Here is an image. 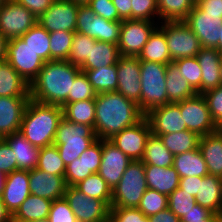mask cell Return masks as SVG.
Returning <instances> with one entry per match:
<instances>
[{
    "label": "cell",
    "instance_id": "obj_1",
    "mask_svg": "<svg viewBox=\"0 0 222 222\" xmlns=\"http://www.w3.org/2000/svg\"><path fill=\"white\" fill-rule=\"evenodd\" d=\"M95 110L94 132L102 140L111 139L145 117L137 103L116 91L97 94Z\"/></svg>",
    "mask_w": 222,
    "mask_h": 222
},
{
    "label": "cell",
    "instance_id": "obj_2",
    "mask_svg": "<svg viewBox=\"0 0 222 222\" xmlns=\"http://www.w3.org/2000/svg\"><path fill=\"white\" fill-rule=\"evenodd\" d=\"M80 67L68 60L45 62L30 84V98L42 104L61 106L68 98Z\"/></svg>",
    "mask_w": 222,
    "mask_h": 222
},
{
    "label": "cell",
    "instance_id": "obj_3",
    "mask_svg": "<svg viewBox=\"0 0 222 222\" xmlns=\"http://www.w3.org/2000/svg\"><path fill=\"white\" fill-rule=\"evenodd\" d=\"M63 110L59 105L42 104L32 99L25 108L19 132L35 147L52 145Z\"/></svg>",
    "mask_w": 222,
    "mask_h": 222
},
{
    "label": "cell",
    "instance_id": "obj_4",
    "mask_svg": "<svg viewBox=\"0 0 222 222\" xmlns=\"http://www.w3.org/2000/svg\"><path fill=\"white\" fill-rule=\"evenodd\" d=\"M96 140L92 126L70 122L63 117L58 124L53 144L56 145L64 165L68 166Z\"/></svg>",
    "mask_w": 222,
    "mask_h": 222
},
{
    "label": "cell",
    "instance_id": "obj_5",
    "mask_svg": "<svg viewBox=\"0 0 222 222\" xmlns=\"http://www.w3.org/2000/svg\"><path fill=\"white\" fill-rule=\"evenodd\" d=\"M166 68V64L140 61L141 103L138 106L144 115L168 104Z\"/></svg>",
    "mask_w": 222,
    "mask_h": 222
},
{
    "label": "cell",
    "instance_id": "obj_6",
    "mask_svg": "<svg viewBox=\"0 0 222 222\" xmlns=\"http://www.w3.org/2000/svg\"><path fill=\"white\" fill-rule=\"evenodd\" d=\"M147 189L143 162L132 161L117 186L112 190L110 208H137Z\"/></svg>",
    "mask_w": 222,
    "mask_h": 222
},
{
    "label": "cell",
    "instance_id": "obj_7",
    "mask_svg": "<svg viewBox=\"0 0 222 222\" xmlns=\"http://www.w3.org/2000/svg\"><path fill=\"white\" fill-rule=\"evenodd\" d=\"M161 23V27H157L165 34L171 61L197 56L202 48L201 43L184 21Z\"/></svg>",
    "mask_w": 222,
    "mask_h": 222
},
{
    "label": "cell",
    "instance_id": "obj_8",
    "mask_svg": "<svg viewBox=\"0 0 222 222\" xmlns=\"http://www.w3.org/2000/svg\"><path fill=\"white\" fill-rule=\"evenodd\" d=\"M122 22L106 20L86 5H79L76 32L85 34L97 41L118 44Z\"/></svg>",
    "mask_w": 222,
    "mask_h": 222
},
{
    "label": "cell",
    "instance_id": "obj_9",
    "mask_svg": "<svg viewBox=\"0 0 222 222\" xmlns=\"http://www.w3.org/2000/svg\"><path fill=\"white\" fill-rule=\"evenodd\" d=\"M5 61H7L29 85L38 76V73L45 63L20 37L8 40Z\"/></svg>",
    "mask_w": 222,
    "mask_h": 222
},
{
    "label": "cell",
    "instance_id": "obj_10",
    "mask_svg": "<svg viewBox=\"0 0 222 222\" xmlns=\"http://www.w3.org/2000/svg\"><path fill=\"white\" fill-rule=\"evenodd\" d=\"M64 198L78 222H109L110 207L102 200L80 192L74 186H67Z\"/></svg>",
    "mask_w": 222,
    "mask_h": 222
},
{
    "label": "cell",
    "instance_id": "obj_11",
    "mask_svg": "<svg viewBox=\"0 0 222 222\" xmlns=\"http://www.w3.org/2000/svg\"><path fill=\"white\" fill-rule=\"evenodd\" d=\"M180 112L186 123L187 130L202 137L214 133L220 128L212 120L207 102L202 94L180 102Z\"/></svg>",
    "mask_w": 222,
    "mask_h": 222
},
{
    "label": "cell",
    "instance_id": "obj_12",
    "mask_svg": "<svg viewBox=\"0 0 222 222\" xmlns=\"http://www.w3.org/2000/svg\"><path fill=\"white\" fill-rule=\"evenodd\" d=\"M154 21L125 19L117 44L121 56L138 57L150 35L157 28Z\"/></svg>",
    "mask_w": 222,
    "mask_h": 222
},
{
    "label": "cell",
    "instance_id": "obj_13",
    "mask_svg": "<svg viewBox=\"0 0 222 222\" xmlns=\"http://www.w3.org/2000/svg\"><path fill=\"white\" fill-rule=\"evenodd\" d=\"M36 23L38 19L16 0H8L0 8V33L7 40L21 37Z\"/></svg>",
    "mask_w": 222,
    "mask_h": 222
},
{
    "label": "cell",
    "instance_id": "obj_14",
    "mask_svg": "<svg viewBox=\"0 0 222 222\" xmlns=\"http://www.w3.org/2000/svg\"><path fill=\"white\" fill-rule=\"evenodd\" d=\"M151 126L146 117L134 126L123 129L109 141L126 154L132 161L141 160L147 138L151 134Z\"/></svg>",
    "mask_w": 222,
    "mask_h": 222
},
{
    "label": "cell",
    "instance_id": "obj_15",
    "mask_svg": "<svg viewBox=\"0 0 222 222\" xmlns=\"http://www.w3.org/2000/svg\"><path fill=\"white\" fill-rule=\"evenodd\" d=\"M78 3L70 0H55L38 18V23L48 32H76Z\"/></svg>",
    "mask_w": 222,
    "mask_h": 222
},
{
    "label": "cell",
    "instance_id": "obj_16",
    "mask_svg": "<svg viewBox=\"0 0 222 222\" xmlns=\"http://www.w3.org/2000/svg\"><path fill=\"white\" fill-rule=\"evenodd\" d=\"M117 67L118 93L125 98L141 103L140 59L138 57L120 56Z\"/></svg>",
    "mask_w": 222,
    "mask_h": 222
},
{
    "label": "cell",
    "instance_id": "obj_17",
    "mask_svg": "<svg viewBox=\"0 0 222 222\" xmlns=\"http://www.w3.org/2000/svg\"><path fill=\"white\" fill-rule=\"evenodd\" d=\"M184 22L198 37L202 47L217 48L222 25L220 15H205L195 4Z\"/></svg>",
    "mask_w": 222,
    "mask_h": 222
},
{
    "label": "cell",
    "instance_id": "obj_18",
    "mask_svg": "<svg viewBox=\"0 0 222 222\" xmlns=\"http://www.w3.org/2000/svg\"><path fill=\"white\" fill-rule=\"evenodd\" d=\"M132 160L109 140H102V158L98 174L113 190Z\"/></svg>",
    "mask_w": 222,
    "mask_h": 222
},
{
    "label": "cell",
    "instance_id": "obj_19",
    "mask_svg": "<svg viewBox=\"0 0 222 222\" xmlns=\"http://www.w3.org/2000/svg\"><path fill=\"white\" fill-rule=\"evenodd\" d=\"M153 135H164L187 130L180 112V102L168 103L152 109L145 115Z\"/></svg>",
    "mask_w": 222,
    "mask_h": 222
},
{
    "label": "cell",
    "instance_id": "obj_20",
    "mask_svg": "<svg viewBox=\"0 0 222 222\" xmlns=\"http://www.w3.org/2000/svg\"><path fill=\"white\" fill-rule=\"evenodd\" d=\"M30 194L51 201L64 197L66 182L64 176L49 174L34 168L28 171Z\"/></svg>",
    "mask_w": 222,
    "mask_h": 222
},
{
    "label": "cell",
    "instance_id": "obj_21",
    "mask_svg": "<svg viewBox=\"0 0 222 222\" xmlns=\"http://www.w3.org/2000/svg\"><path fill=\"white\" fill-rule=\"evenodd\" d=\"M29 185L27 170H16L6 174L5 187L1 198L11 216L30 195Z\"/></svg>",
    "mask_w": 222,
    "mask_h": 222
},
{
    "label": "cell",
    "instance_id": "obj_22",
    "mask_svg": "<svg viewBox=\"0 0 222 222\" xmlns=\"http://www.w3.org/2000/svg\"><path fill=\"white\" fill-rule=\"evenodd\" d=\"M30 97H0V138L10 136L21 128Z\"/></svg>",
    "mask_w": 222,
    "mask_h": 222
},
{
    "label": "cell",
    "instance_id": "obj_23",
    "mask_svg": "<svg viewBox=\"0 0 222 222\" xmlns=\"http://www.w3.org/2000/svg\"><path fill=\"white\" fill-rule=\"evenodd\" d=\"M196 58L202 70L201 94L220 86L221 53L216 48L202 47Z\"/></svg>",
    "mask_w": 222,
    "mask_h": 222
},
{
    "label": "cell",
    "instance_id": "obj_24",
    "mask_svg": "<svg viewBox=\"0 0 222 222\" xmlns=\"http://www.w3.org/2000/svg\"><path fill=\"white\" fill-rule=\"evenodd\" d=\"M199 149L208 168V174L222 178V129L200 137Z\"/></svg>",
    "mask_w": 222,
    "mask_h": 222
},
{
    "label": "cell",
    "instance_id": "obj_25",
    "mask_svg": "<svg viewBox=\"0 0 222 222\" xmlns=\"http://www.w3.org/2000/svg\"><path fill=\"white\" fill-rule=\"evenodd\" d=\"M146 183L149 189L157 190L169 196L179 187V175L172 167H157L154 165H144Z\"/></svg>",
    "mask_w": 222,
    "mask_h": 222
},
{
    "label": "cell",
    "instance_id": "obj_26",
    "mask_svg": "<svg viewBox=\"0 0 222 222\" xmlns=\"http://www.w3.org/2000/svg\"><path fill=\"white\" fill-rule=\"evenodd\" d=\"M3 139L15 153L18 170L36 168L40 148L33 146L19 131Z\"/></svg>",
    "mask_w": 222,
    "mask_h": 222
},
{
    "label": "cell",
    "instance_id": "obj_27",
    "mask_svg": "<svg viewBox=\"0 0 222 222\" xmlns=\"http://www.w3.org/2000/svg\"><path fill=\"white\" fill-rule=\"evenodd\" d=\"M196 203L216 214L222 208V178L206 175L199 181Z\"/></svg>",
    "mask_w": 222,
    "mask_h": 222
},
{
    "label": "cell",
    "instance_id": "obj_28",
    "mask_svg": "<svg viewBox=\"0 0 222 222\" xmlns=\"http://www.w3.org/2000/svg\"><path fill=\"white\" fill-rule=\"evenodd\" d=\"M0 97H30V85L7 61L0 63Z\"/></svg>",
    "mask_w": 222,
    "mask_h": 222
},
{
    "label": "cell",
    "instance_id": "obj_29",
    "mask_svg": "<svg viewBox=\"0 0 222 222\" xmlns=\"http://www.w3.org/2000/svg\"><path fill=\"white\" fill-rule=\"evenodd\" d=\"M172 167L177 171L179 178L208 175V168L199 147L175 155Z\"/></svg>",
    "mask_w": 222,
    "mask_h": 222
},
{
    "label": "cell",
    "instance_id": "obj_30",
    "mask_svg": "<svg viewBox=\"0 0 222 222\" xmlns=\"http://www.w3.org/2000/svg\"><path fill=\"white\" fill-rule=\"evenodd\" d=\"M166 87L168 103H178L197 94L188 81L182 78L179 68L173 61L167 64Z\"/></svg>",
    "mask_w": 222,
    "mask_h": 222
},
{
    "label": "cell",
    "instance_id": "obj_31",
    "mask_svg": "<svg viewBox=\"0 0 222 222\" xmlns=\"http://www.w3.org/2000/svg\"><path fill=\"white\" fill-rule=\"evenodd\" d=\"M52 201L30 194L12 215V222H29L47 219Z\"/></svg>",
    "mask_w": 222,
    "mask_h": 222
},
{
    "label": "cell",
    "instance_id": "obj_32",
    "mask_svg": "<svg viewBox=\"0 0 222 222\" xmlns=\"http://www.w3.org/2000/svg\"><path fill=\"white\" fill-rule=\"evenodd\" d=\"M117 44L97 41L91 45L89 58L80 67V70H95L103 66L114 65L120 58Z\"/></svg>",
    "mask_w": 222,
    "mask_h": 222
},
{
    "label": "cell",
    "instance_id": "obj_33",
    "mask_svg": "<svg viewBox=\"0 0 222 222\" xmlns=\"http://www.w3.org/2000/svg\"><path fill=\"white\" fill-rule=\"evenodd\" d=\"M138 58L140 61L168 64L171 61L165 34L157 27L142 48Z\"/></svg>",
    "mask_w": 222,
    "mask_h": 222
},
{
    "label": "cell",
    "instance_id": "obj_34",
    "mask_svg": "<svg viewBox=\"0 0 222 222\" xmlns=\"http://www.w3.org/2000/svg\"><path fill=\"white\" fill-rule=\"evenodd\" d=\"M173 159L174 155L164 146L160 137L151 133L141 159L143 164L166 168L173 165Z\"/></svg>",
    "mask_w": 222,
    "mask_h": 222
},
{
    "label": "cell",
    "instance_id": "obj_35",
    "mask_svg": "<svg viewBox=\"0 0 222 222\" xmlns=\"http://www.w3.org/2000/svg\"><path fill=\"white\" fill-rule=\"evenodd\" d=\"M87 76L97 94L117 91L116 64L103 66L95 70H81Z\"/></svg>",
    "mask_w": 222,
    "mask_h": 222
},
{
    "label": "cell",
    "instance_id": "obj_36",
    "mask_svg": "<svg viewBox=\"0 0 222 222\" xmlns=\"http://www.w3.org/2000/svg\"><path fill=\"white\" fill-rule=\"evenodd\" d=\"M63 117L79 124L90 125L94 128L95 122V99L77 101L61 105Z\"/></svg>",
    "mask_w": 222,
    "mask_h": 222
},
{
    "label": "cell",
    "instance_id": "obj_37",
    "mask_svg": "<svg viewBox=\"0 0 222 222\" xmlns=\"http://www.w3.org/2000/svg\"><path fill=\"white\" fill-rule=\"evenodd\" d=\"M158 19L161 21H184L193 10L196 0H156Z\"/></svg>",
    "mask_w": 222,
    "mask_h": 222
},
{
    "label": "cell",
    "instance_id": "obj_38",
    "mask_svg": "<svg viewBox=\"0 0 222 222\" xmlns=\"http://www.w3.org/2000/svg\"><path fill=\"white\" fill-rule=\"evenodd\" d=\"M159 136L164 146L175 156L199 147V139L196 133L184 130L176 133H168Z\"/></svg>",
    "mask_w": 222,
    "mask_h": 222
},
{
    "label": "cell",
    "instance_id": "obj_39",
    "mask_svg": "<svg viewBox=\"0 0 222 222\" xmlns=\"http://www.w3.org/2000/svg\"><path fill=\"white\" fill-rule=\"evenodd\" d=\"M20 38L25 44H28L42 60L45 62L50 61L49 32L39 23H36Z\"/></svg>",
    "mask_w": 222,
    "mask_h": 222
},
{
    "label": "cell",
    "instance_id": "obj_40",
    "mask_svg": "<svg viewBox=\"0 0 222 222\" xmlns=\"http://www.w3.org/2000/svg\"><path fill=\"white\" fill-rule=\"evenodd\" d=\"M74 187L92 198L104 201L109 207L111 206L112 190L98 173L89 175Z\"/></svg>",
    "mask_w": 222,
    "mask_h": 222
},
{
    "label": "cell",
    "instance_id": "obj_41",
    "mask_svg": "<svg viewBox=\"0 0 222 222\" xmlns=\"http://www.w3.org/2000/svg\"><path fill=\"white\" fill-rule=\"evenodd\" d=\"M36 168L53 175H65L66 166L60 157L56 145L52 144L40 148Z\"/></svg>",
    "mask_w": 222,
    "mask_h": 222
},
{
    "label": "cell",
    "instance_id": "obj_42",
    "mask_svg": "<svg viewBox=\"0 0 222 222\" xmlns=\"http://www.w3.org/2000/svg\"><path fill=\"white\" fill-rule=\"evenodd\" d=\"M74 34L75 32L63 30L49 32L50 61L68 60Z\"/></svg>",
    "mask_w": 222,
    "mask_h": 222
},
{
    "label": "cell",
    "instance_id": "obj_43",
    "mask_svg": "<svg viewBox=\"0 0 222 222\" xmlns=\"http://www.w3.org/2000/svg\"><path fill=\"white\" fill-rule=\"evenodd\" d=\"M96 39L88 37L85 34L75 32L72 39V46L69 52L68 61L77 67H81L87 58H89L91 45H94Z\"/></svg>",
    "mask_w": 222,
    "mask_h": 222
},
{
    "label": "cell",
    "instance_id": "obj_44",
    "mask_svg": "<svg viewBox=\"0 0 222 222\" xmlns=\"http://www.w3.org/2000/svg\"><path fill=\"white\" fill-rule=\"evenodd\" d=\"M173 62L179 68L182 78L188 81L197 94H201L202 70L197 58H180Z\"/></svg>",
    "mask_w": 222,
    "mask_h": 222
},
{
    "label": "cell",
    "instance_id": "obj_45",
    "mask_svg": "<svg viewBox=\"0 0 222 222\" xmlns=\"http://www.w3.org/2000/svg\"><path fill=\"white\" fill-rule=\"evenodd\" d=\"M137 208L147 217L156 215L168 208V196L148 188Z\"/></svg>",
    "mask_w": 222,
    "mask_h": 222
},
{
    "label": "cell",
    "instance_id": "obj_46",
    "mask_svg": "<svg viewBox=\"0 0 222 222\" xmlns=\"http://www.w3.org/2000/svg\"><path fill=\"white\" fill-rule=\"evenodd\" d=\"M196 204V198L181 188H176L168 196V208L180 219Z\"/></svg>",
    "mask_w": 222,
    "mask_h": 222
},
{
    "label": "cell",
    "instance_id": "obj_47",
    "mask_svg": "<svg viewBox=\"0 0 222 222\" xmlns=\"http://www.w3.org/2000/svg\"><path fill=\"white\" fill-rule=\"evenodd\" d=\"M97 93L89 82L84 72H80L72 85L67 100L63 104H68L77 101H84L88 99H95Z\"/></svg>",
    "mask_w": 222,
    "mask_h": 222
},
{
    "label": "cell",
    "instance_id": "obj_48",
    "mask_svg": "<svg viewBox=\"0 0 222 222\" xmlns=\"http://www.w3.org/2000/svg\"><path fill=\"white\" fill-rule=\"evenodd\" d=\"M202 95L207 102L212 120L222 129V85L210 89Z\"/></svg>",
    "mask_w": 222,
    "mask_h": 222
},
{
    "label": "cell",
    "instance_id": "obj_49",
    "mask_svg": "<svg viewBox=\"0 0 222 222\" xmlns=\"http://www.w3.org/2000/svg\"><path fill=\"white\" fill-rule=\"evenodd\" d=\"M48 219L50 222H78L64 197L52 201Z\"/></svg>",
    "mask_w": 222,
    "mask_h": 222
},
{
    "label": "cell",
    "instance_id": "obj_50",
    "mask_svg": "<svg viewBox=\"0 0 222 222\" xmlns=\"http://www.w3.org/2000/svg\"><path fill=\"white\" fill-rule=\"evenodd\" d=\"M94 13L109 21L122 22L112 0H89L86 4Z\"/></svg>",
    "mask_w": 222,
    "mask_h": 222
},
{
    "label": "cell",
    "instance_id": "obj_51",
    "mask_svg": "<svg viewBox=\"0 0 222 222\" xmlns=\"http://www.w3.org/2000/svg\"><path fill=\"white\" fill-rule=\"evenodd\" d=\"M109 222H150L138 208H110Z\"/></svg>",
    "mask_w": 222,
    "mask_h": 222
},
{
    "label": "cell",
    "instance_id": "obj_52",
    "mask_svg": "<svg viewBox=\"0 0 222 222\" xmlns=\"http://www.w3.org/2000/svg\"><path fill=\"white\" fill-rule=\"evenodd\" d=\"M158 15L156 0H132V19L154 21Z\"/></svg>",
    "mask_w": 222,
    "mask_h": 222
},
{
    "label": "cell",
    "instance_id": "obj_53",
    "mask_svg": "<svg viewBox=\"0 0 222 222\" xmlns=\"http://www.w3.org/2000/svg\"><path fill=\"white\" fill-rule=\"evenodd\" d=\"M92 174L83 160L78 158L66 166L64 178L67 186H74Z\"/></svg>",
    "mask_w": 222,
    "mask_h": 222
},
{
    "label": "cell",
    "instance_id": "obj_54",
    "mask_svg": "<svg viewBox=\"0 0 222 222\" xmlns=\"http://www.w3.org/2000/svg\"><path fill=\"white\" fill-rule=\"evenodd\" d=\"M102 158V139H97L84 151L79 159H82L87 169L92 173H98Z\"/></svg>",
    "mask_w": 222,
    "mask_h": 222
},
{
    "label": "cell",
    "instance_id": "obj_55",
    "mask_svg": "<svg viewBox=\"0 0 222 222\" xmlns=\"http://www.w3.org/2000/svg\"><path fill=\"white\" fill-rule=\"evenodd\" d=\"M0 170L5 174L18 170L15 153L4 139H0Z\"/></svg>",
    "mask_w": 222,
    "mask_h": 222
},
{
    "label": "cell",
    "instance_id": "obj_56",
    "mask_svg": "<svg viewBox=\"0 0 222 222\" xmlns=\"http://www.w3.org/2000/svg\"><path fill=\"white\" fill-rule=\"evenodd\" d=\"M181 222H217V216L196 203L181 219Z\"/></svg>",
    "mask_w": 222,
    "mask_h": 222
},
{
    "label": "cell",
    "instance_id": "obj_57",
    "mask_svg": "<svg viewBox=\"0 0 222 222\" xmlns=\"http://www.w3.org/2000/svg\"><path fill=\"white\" fill-rule=\"evenodd\" d=\"M27 8L37 19L52 5L55 0H16Z\"/></svg>",
    "mask_w": 222,
    "mask_h": 222
},
{
    "label": "cell",
    "instance_id": "obj_58",
    "mask_svg": "<svg viewBox=\"0 0 222 222\" xmlns=\"http://www.w3.org/2000/svg\"><path fill=\"white\" fill-rule=\"evenodd\" d=\"M196 5L205 15H220L222 18V0H197Z\"/></svg>",
    "mask_w": 222,
    "mask_h": 222
},
{
    "label": "cell",
    "instance_id": "obj_59",
    "mask_svg": "<svg viewBox=\"0 0 222 222\" xmlns=\"http://www.w3.org/2000/svg\"><path fill=\"white\" fill-rule=\"evenodd\" d=\"M199 181H202V177H182L179 180V188L196 197L199 188Z\"/></svg>",
    "mask_w": 222,
    "mask_h": 222
},
{
    "label": "cell",
    "instance_id": "obj_60",
    "mask_svg": "<svg viewBox=\"0 0 222 222\" xmlns=\"http://www.w3.org/2000/svg\"><path fill=\"white\" fill-rule=\"evenodd\" d=\"M119 16L125 19H132V0H112Z\"/></svg>",
    "mask_w": 222,
    "mask_h": 222
},
{
    "label": "cell",
    "instance_id": "obj_61",
    "mask_svg": "<svg viewBox=\"0 0 222 222\" xmlns=\"http://www.w3.org/2000/svg\"><path fill=\"white\" fill-rule=\"evenodd\" d=\"M150 222H181V219L177 217L169 208L158 212L156 215L149 217Z\"/></svg>",
    "mask_w": 222,
    "mask_h": 222
},
{
    "label": "cell",
    "instance_id": "obj_62",
    "mask_svg": "<svg viewBox=\"0 0 222 222\" xmlns=\"http://www.w3.org/2000/svg\"><path fill=\"white\" fill-rule=\"evenodd\" d=\"M0 222H12L11 214L6 210L5 205L0 196Z\"/></svg>",
    "mask_w": 222,
    "mask_h": 222
},
{
    "label": "cell",
    "instance_id": "obj_63",
    "mask_svg": "<svg viewBox=\"0 0 222 222\" xmlns=\"http://www.w3.org/2000/svg\"><path fill=\"white\" fill-rule=\"evenodd\" d=\"M7 42L8 40L0 33V63L6 59Z\"/></svg>",
    "mask_w": 222,
    "mask_h": 222
},
{
    "label": "cell",
    "instance_id": "obj_64",
    "mask_svg": "<svg viewBox=\"0 0 222 222\" xmlns=\"http://www.w3.org/2000/svg\"><path fill=\"white\" fill-rule=\"evenodd\" d=\"M6 182V174L0 170V196L2 195Z\"/></svg>",
    "mask_w": 222,
    "mask_h": 222
},
{
    "label": "cell",
    "instance_id": "obj_65",
    "mask_svg": "<svg viewBox=\"0 0 222 222\" xmlns=\"http://www.w3.org/2000/svg\"><path fill=\"white\" fill-rule=\"evenodd\" d=\"M219 42H218V46H217V50L221 53L222 55V25L220 26V31H219Z\"/></svg>",
    "mask_w": 222,
    "mask_h": 222
},
{
    "label": "cell",
    "instance_id": "obj_66",
    "mask_svg": "<svg viewBox=\"0 0 222 222\" xmlns=\"http://www.w3.org/2000/svg\"><path fill=\"white\" fill-rule=\"evenodd\" d=\"M217 222H222V208L216 213Z\"/></svg>",
    "mask_w": 222,
    "mask_h": 222
},
{
    "label": "cell",
    "instance_id": "obj_67",
    "mask_svg": "<svg viewBox=\"0 0 222 222\" xmlns=\"http://www.w3.org/2000/svg\"><path fill=\"white\" fill-rule=\"evenodd\" d=\"M70 1H74L75 3H78L80 5H84L89 2V0H70Z\"/></svg>",
    "mask_w": 222,
    "mask_h": 222
},
{
    "label": "cell",
    "instance_id": "obj_68",
    "mask_svg": "<svg viewBox=\"0 0 222 222\" xmlns=\"http://www.w3.org/2000/svg\"><path fill=\"white\" fill-rule=\"evenodd\" d=\"M220 77H221V85H222V58L220 63Z\"/></svg>",
    "mask_w": 222,
    "mask_h": 222
},
{
    "label": "cell",
    "instance_id": "obj_69",
    "mask_svg": "<svg viewBox=\"0 0 222 222\" xmlns=\"http://www.w3.org/2000/svg\"><path fill=\"white\" fill-rule=\"evenodd\" d=\"M29 222H50L49 219H42V220H37V221H29Z\"/></svg>",
    "mask_w": 222,
    "mask_h": 222
},
{
    "label": "cell",
    "instance_id": "obj_70",
    "mask_svg": "<svg viewBox=\"0 0 222 222\" xmlns=\"http://www.w3.org/2000/svg\"><path fill=\"white\" fill-rule=\"evenodd\" d=\"M8 0H0V8L7 2Z\"/></svg>",
    "mask_w": 222,
    "mask_h": 222
}]
</instances>
